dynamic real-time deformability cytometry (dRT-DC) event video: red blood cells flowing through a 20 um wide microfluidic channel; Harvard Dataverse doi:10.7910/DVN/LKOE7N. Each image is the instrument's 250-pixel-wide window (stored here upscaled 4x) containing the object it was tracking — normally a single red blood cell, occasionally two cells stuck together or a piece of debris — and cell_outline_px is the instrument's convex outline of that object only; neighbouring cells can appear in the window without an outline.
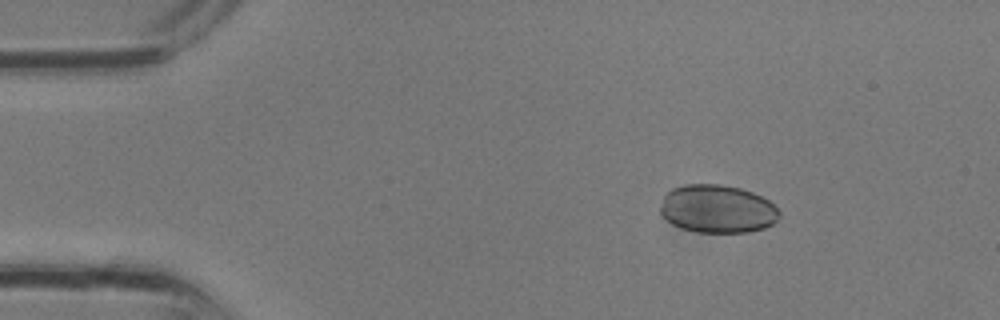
{"species": "common noctule bat (a hibernating species)", "species_latin": "Nyctalus noctula", "temperature_condition": "room temperature", "stored_images_in_passage": 13, "camera_frame_rate_fps": 3000, "um_per_image_px": 0.085, "animal": {"sex": "male", "body_mass_g": 13.3}, "frame": {"image": 1, "passage_image": 2, "time_ms": 0.333, "image_size_px": [1000, 320], "cell_outline_px": [[780, 216], [772, 224], [764, 228], [748, 232], [696, 232], [680, 228], [672, 224], [660, 212], [660, 204], [664, 196], [672, 188], [684, 184], [720, 184], [740, 188], [752, 192], [768, 200], [780, 212]], "centroid_in_image_um": [60.96, 17.75], "position_along_channel_um": 24.0, "area_um2": 33.35}}
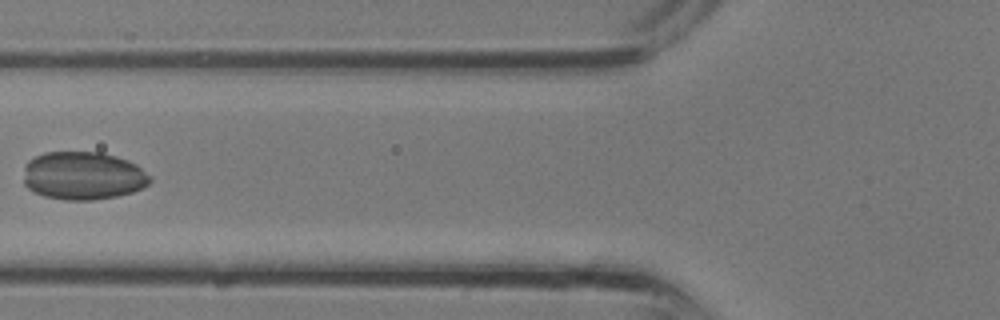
{"frame": {"image": 2, "passage_image": 10, "time_ms": 3.0, "image_size_px": [1000, 320], "cell_outline_px": [[152, 180], [148, 184], [132, 192], [116, 196], [92, 200], [68, 200], [44, 196], [28, 188], [24, 184], [24, 164], [28, 160], [44, 152], [100, 152], [116, 156], [128, 160], [136, 164], [152, 176]], "centroid_in_image_um": [7.06, 14.92], "position_along_channel_um": 118.7, "area_um2": 35.6}}
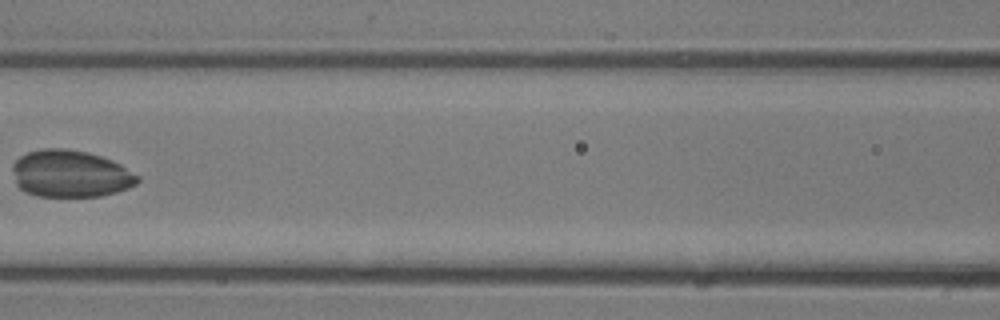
{"frame": {"image": 3, "passage_image": 12, "time_ms": 3.667, "image_size_px": [1000, 320], "cell_outline_px": [[140, 180], [136, 184], [128, 188], [116, 192], [100, 196], [36, 196], [20, 188], [16, 184], [12, 168], [12, 164], [20, 156], [28, 152], [40, 148], [68, 148], [88, 152], [112, 160], [120, 164], [140, 176]], "centroid_in_image_um": [5.99, 14.75], "position_along_channel_um": 160.6, "area_um2": 34.45}}